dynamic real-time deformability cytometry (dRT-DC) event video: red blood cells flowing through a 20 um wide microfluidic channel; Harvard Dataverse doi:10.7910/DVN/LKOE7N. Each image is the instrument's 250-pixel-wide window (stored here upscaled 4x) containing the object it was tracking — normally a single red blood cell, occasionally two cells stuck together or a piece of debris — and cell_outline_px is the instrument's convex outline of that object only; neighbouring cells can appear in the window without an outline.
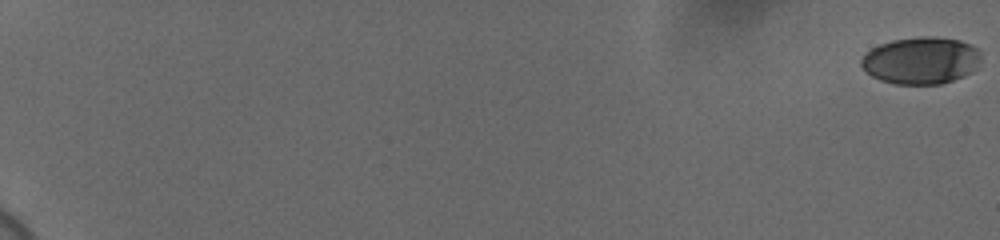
{"species": "human", "species_latin": "Homo sapiens", "temperature_condition": "cold", "stored_images_in_passage": 60, "camera_frame_rate_fps": 3000, "um_per_image_px": 0.085, "donor": {"sex": "female"}, "frame": {"image": 1, "passage_image": 1, "time_ms": 0.0, "image_size_px": [1000, 240], "cell_outline_px": [[980, 60], [972, 72], [964, 76], [940, 84], [896, 84], [880, 80], [872, 76], [860, 64], [860, 60], [872, 48], [880, 44], [892, 40], [920, 36], [932, 36], [960, 40], [980, 48]], "centroid_in_image_um": [78.31, 5.13], "position_along_channel_um": 6.7, "area_um2": 32.89}}
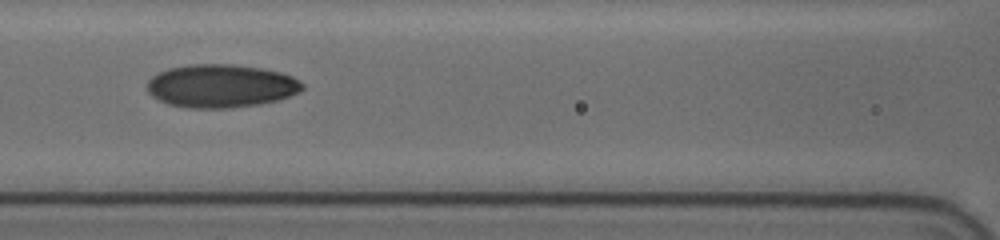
{"frame": {"image": 2, "passage_image": 32, "time_ms": 10.333, "image_size_px": [1000, 240], "cell_outline_px": [[304, 88], [300, 92], [276, 100], [260, 104], [232, 108], [188, 108], [168, 104], [152, 96], [148, 92], [148, 80], [152, 76], [168, 68], [188, 64], [232, 64], [260, 68], [280, 72], [292, 76], [300, 80], [304, 84]], "centroid_in_image_um": [18.79, 7.3], "position_along_channel_um": 147.8, "area_um2": 39.19}}
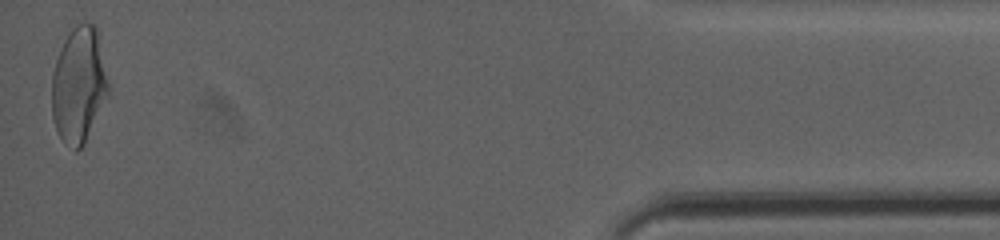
{"frame": {"image": 3, "passage_image": 60, "time_ms": 19.667, "image_size_px": [1000, 240], "cell_outline_px": [[112, 88], [84, 144], [76, 152], [60, 136], [56, 128], [52, 116], [52, 72], [56, 60], [64, 40], [72, 28], [84, 20], [96, 24]], "centroid_in_image_um": [6.75, 7.17], "position_along_channel_um": 428.5, "area_um2": 38.78}, "authors_computed_cell_mechanics": {"area_um2": 36.414, "velocity_mm_per_s": 3.7008, "shape_relaxation_time_tau1_ms": 4.7678, "shape_relaxation_time_tau2_ms": 1.8794, "deformation_change_tau1": 0.1701, "deformation_change_tau2": 0.0718}}